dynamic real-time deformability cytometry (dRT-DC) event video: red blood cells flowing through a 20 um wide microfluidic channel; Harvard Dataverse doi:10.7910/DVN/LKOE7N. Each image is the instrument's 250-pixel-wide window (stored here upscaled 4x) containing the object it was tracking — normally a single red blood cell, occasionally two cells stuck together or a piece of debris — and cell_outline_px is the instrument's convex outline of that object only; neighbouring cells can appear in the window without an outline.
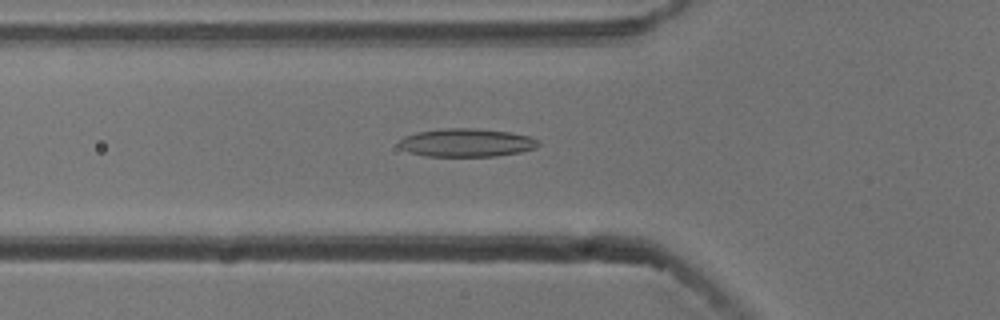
{"species": "common noctule bat (a hibernating species)", "species_latin": "Nyctalus noctula", "temperature_condition": "cold", "stored_images_in_passage": 52, "camera_frame_rate_fps": 3000, "um_per_image_px": 0.085, "animal": {"sex": "male", "body_mass_g": 13.3}, "frame": {"image": 1, "passage_image": 16, "time_ms": 5.0, "image_size_px": [1000, 320], "cell_outline_px": [[540, 144], [536, 148], [520, 152], [496, 156], [428, 156], [408, 152], [400, 148], [396, 144], [404, 136], [416, 132], [444, 128], [476, 128], [508, 132], [528, 136], [540, 140]], "centroid_in_image_um": [39.63, 12.12], "position_along_channel_um": 86.2, "area_um2": 23.06}}
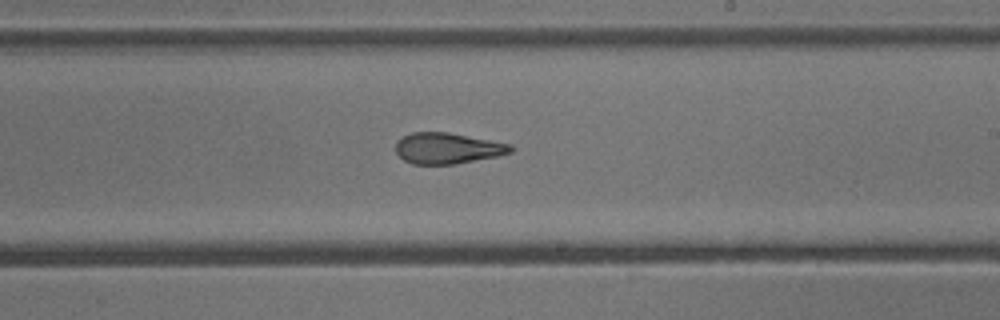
{"frame": {"image": 2, "passage_image": 29, "time_ms": 9.333, "image_size_px": [1000, 320], "cell_outline_px": [[516, 148], [512, 152], [496, 156], [456, 164], [412, 164], [404, 160], [396, 152], [396, 144], [404, 136], [412, 132], [448, 132], [512, 144]], "centroid_in_image_um": [38.08, 12.6], "position_along_channel_um": 250.9, "area_um2": 20.69}}
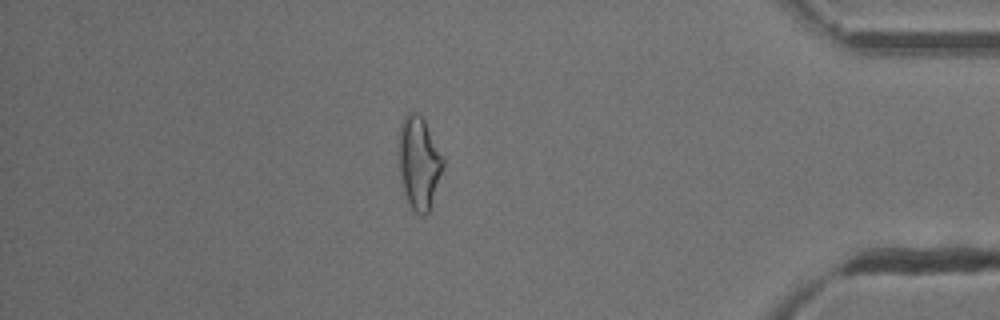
{"frame": {"image": 3, "passage_image": 44, "time_ms": 14.333, "image_size_px": [1000, 320], "cell_outline_px": [[444, 164], [428, 212], [424, 216], [420, 216], [412, 208], [400, 184], [400, 124], [404, 116], [408, 112], [416, 112], [424, 120], [444, 156]], "centroid_in_image_um": [35.62, 13.82], "position_along_channel_um": 399.6, "area_um2": 23.52}}